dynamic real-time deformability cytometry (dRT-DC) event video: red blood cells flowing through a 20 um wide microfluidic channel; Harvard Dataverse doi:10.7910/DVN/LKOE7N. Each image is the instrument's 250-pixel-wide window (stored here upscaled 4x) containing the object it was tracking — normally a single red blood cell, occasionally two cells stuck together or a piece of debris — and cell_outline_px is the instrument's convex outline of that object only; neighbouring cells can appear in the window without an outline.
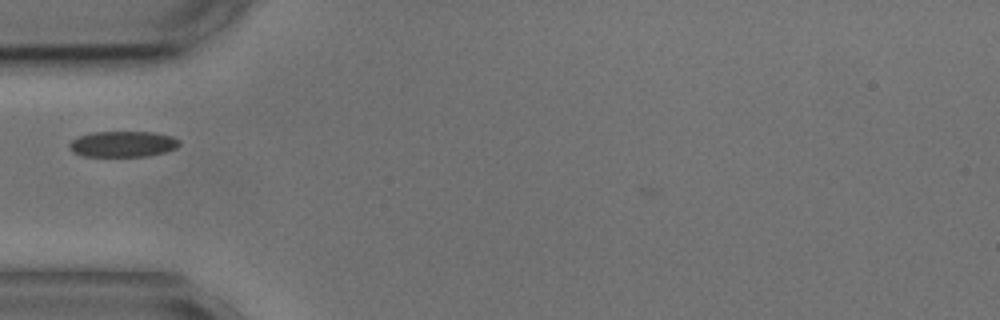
{"species": "common noctule bat (a hibernating species)", "species_latin": "Nyctalus noctula", "temperature_condition": "cold", "stored_images_in_passage": 35, "camera_frame_rate_fps": 3000, "um_per_image_px": 0.085, "animal": {"sex": "male", "body_mass_g": 17.9, "forearm_length_mm": 54.2}, "frame": {"image": 1, "passage_image": 1, "time_ms": 0.0, "image_size_px": [1000, 320], "cell_outline_px": [[180, 144], [176, 148], [164, 152], [148, 156], [84, 156], [72, 152], [68, 148], [68, 144], [72, 140], [80, 136], [92, 132], [152, 132], [172, 136], [180, 140]], "centroid_in_image_um": [10.43, 12.24], "position_along_channel_um": 74.6, "area_um2": 16.59}}
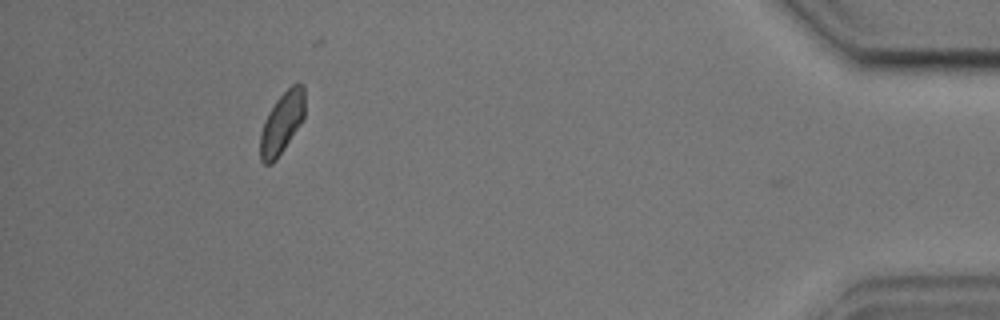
{"frame": {"image": 2, "passage_image": 34, "time_ms": 11.0, "image_size_px": [1000, 320], "cell_outline_px": [[304, 116], [284, 148], [276, 160], [272, 164], [264, 164], [260, 160], [260, 132], [264, 120], [268, 112], [276, 100], [292, 84], [304, 84]], "centroid_in_image_um": [23.93, 10.46], "position_along_channel_um": 411.3, "area_um2": 15.78}}